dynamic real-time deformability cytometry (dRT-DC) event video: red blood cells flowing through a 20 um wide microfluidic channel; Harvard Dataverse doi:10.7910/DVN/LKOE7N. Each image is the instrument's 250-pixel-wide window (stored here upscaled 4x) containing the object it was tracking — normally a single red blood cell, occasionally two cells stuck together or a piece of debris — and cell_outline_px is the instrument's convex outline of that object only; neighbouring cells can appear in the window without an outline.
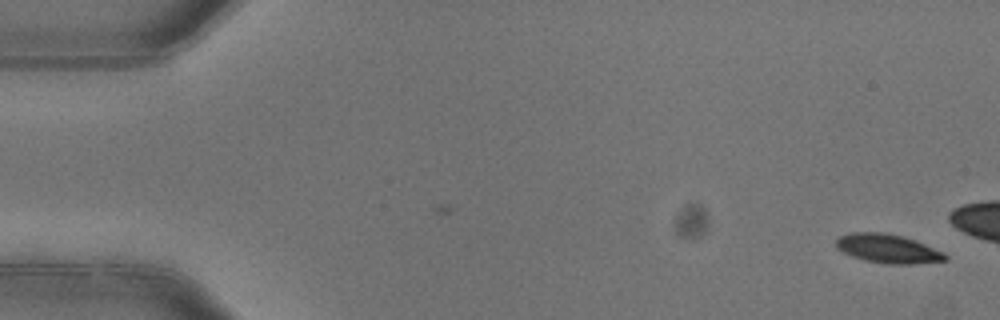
{"species": "common noctule bat (a hibernating species)", "species_latin": "Nyctalus noctula", "temperature_condition": "warm", "stored_images_in_passage": 3, "camera_frame_rate_fps": 3000, "um_per_image_px": 0.085, "animal": {"sex": "female"}, "frame": {"image": 1, "passage_image": 1, "time_ms": 0.0, "image_size_px": [1000, 320], "cell_outline_px": [[948, 260], [912, 264], [888, 264], [864, 260], [852, 256], [836, 248], [836, 240], [840, 236], [852, 232], [884, 232], [916, 240], [944, 252], [948, 256]], "centroid_in_image_um": [75.49, 21.13], "position_along_channel_um": 9.5, "area_um2": 18.38}}